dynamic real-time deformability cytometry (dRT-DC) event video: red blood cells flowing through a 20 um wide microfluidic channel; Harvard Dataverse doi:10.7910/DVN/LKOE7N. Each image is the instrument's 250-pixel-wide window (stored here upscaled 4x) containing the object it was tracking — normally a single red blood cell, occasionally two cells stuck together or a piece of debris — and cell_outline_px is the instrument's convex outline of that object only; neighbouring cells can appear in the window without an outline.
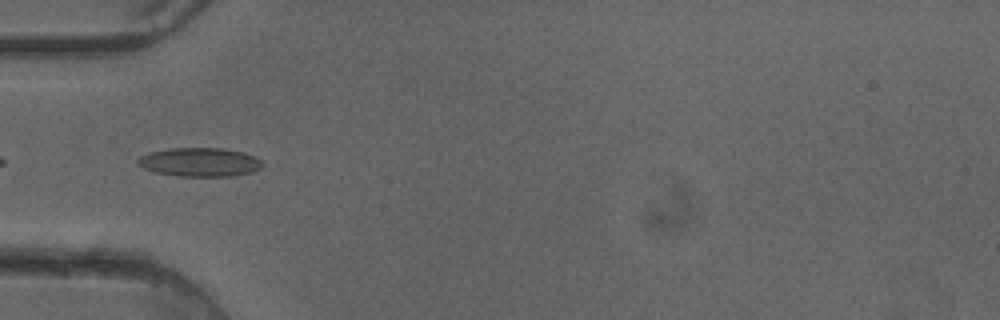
{"species": "common noctule bat (a hibernating species)", "species_latin": "Nyctalus noctula", "temperature_condition": "cold", "stored_images_in_passage": 50, "camera_frame_rate_fps": 3000, "um_per_image_px": 0.085, "animal": {"sex": "female"}, "frame": {"image": 1, "passage_image": 16, "time_ms": 5.0, "image_size_px": [1000, 320], "cell_outline_px": [[264, 164], [260, 168], [252, 172], [228, 176], [176, 176], [156, 172], [144, 168], [136, 164], [136, 160], [140, 156], [148, 152], [168, 148], [224, 148], [244, 152], [260, 160]], "centroid_in_image_um": [16.94, 13.77], "position_along_channel_um": 68.1, "area_um2": 20.98}}
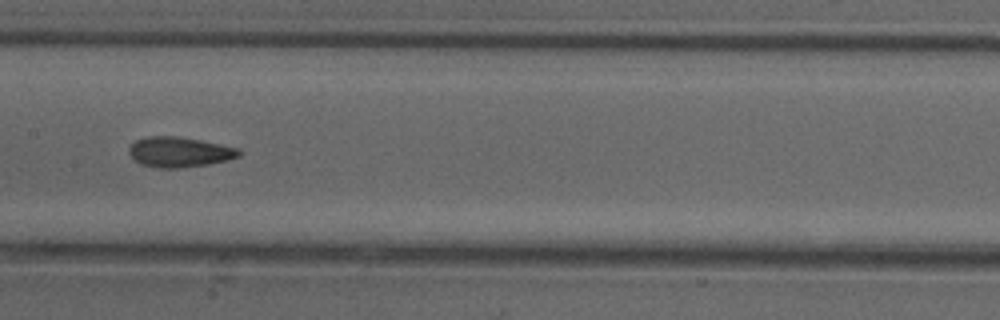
{"frame": {"image": 2, "passage_image": 25, "time_ms": 8.0, "image_size_px": [1000, 320], "cell_outline_px": [[244, 152], [240, 156], [228, 160], [208, 164], [176, 168], [160, 168], [140, 164], [128, 152], [128, 148], [136, 140], [148, 136], [176, 136], [200, 140], [240, 148]], "centroid_in_image_um": [15.29, 12.92], "position_along_channel_um": 192.1, "area_um2": 19.36}}
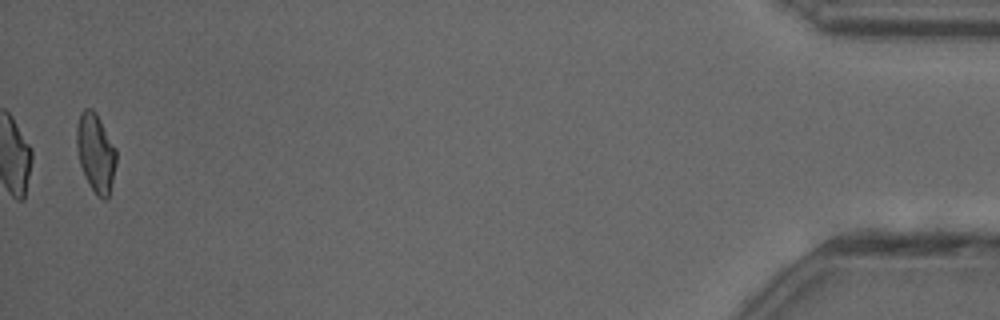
{"frame": {"image": 3, "passage_image": 49, "time_ms": 16.0, "image_size_px": [1000, 320], "cell_outline_px": [[116, 164], [108, 196], [104, 200], [96, 196], [88, 184], [80, 164], [76, 148], [76, 128], [80, 112], [84, 108], [92, 108], [96, 112], [116, 148]], "centroid_in_image_um": [8.12, 12.96], "position_along_channel_um": 427.1, "area_um2": 18.26}, "authors_computed_cell_mechanics": {"area_um2": 19.0451, "velocity_mm_per_s": 4.103, "shape_relaxation_time_tau1_ms": 9.4302, "shape_relaxation_time_tau2_ms": 1.3858, "deformation_change_tau1": 0.211, "deformation_change_tau2": 0.0837}}